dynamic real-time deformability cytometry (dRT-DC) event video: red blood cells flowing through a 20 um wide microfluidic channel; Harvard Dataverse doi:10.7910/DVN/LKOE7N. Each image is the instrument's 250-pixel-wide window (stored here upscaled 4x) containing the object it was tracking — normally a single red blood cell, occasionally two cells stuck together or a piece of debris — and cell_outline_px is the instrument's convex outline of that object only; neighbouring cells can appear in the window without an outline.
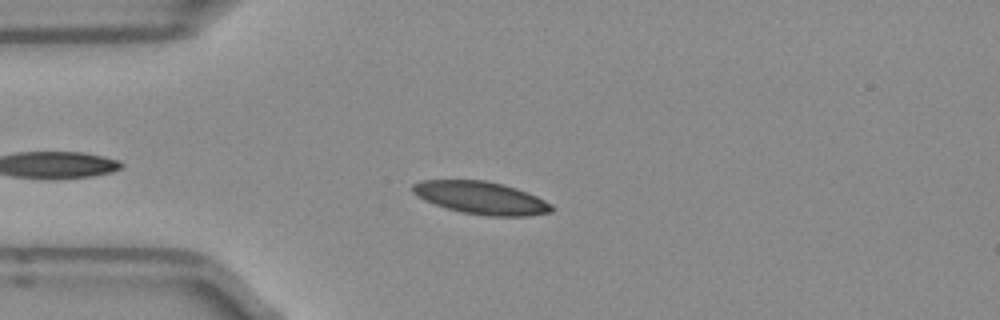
{"species": "Egyptian fruit bat (a non-hibernating species)", "species_latin": "Rousettus aegyptiacus", "temperature_condition": "room temperature", "stored_images_in_passage": 35, "camera_frame_rate_fps": 3000, "um_per_image_px": 0.085, "frame": {"image": 1, "passage_image": 8, "time_ms": 2.333, "image_size_px": [1000, 320], "cell_outline_px": [[556, 208], [552, 212], [528, 216], [488, 216], [460, 212], [424, 200], [416, 196], [412, 192], [412, 184], [420, 180], [484, 180], [504, 184], [528, 192], [552, 204]], "centroid_in_image_um": [40.91, 16.82], "position_along_channel_um": 44.1, "area_um2": 26.59}}
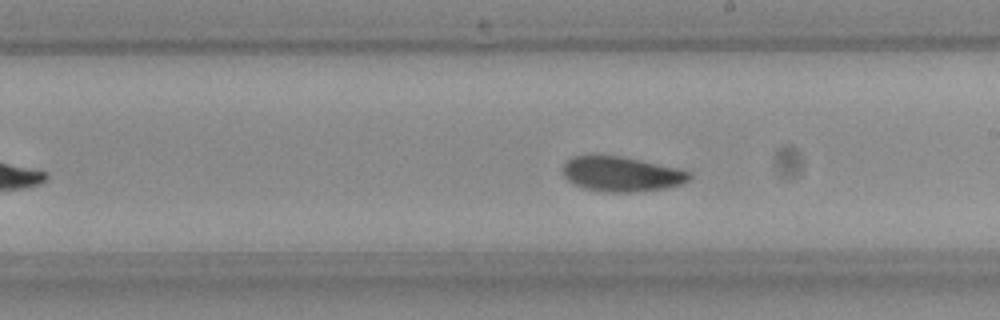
{"frame": {"image": 2, "passage_image": 24, "time_ms": 7.667, "image_size_px": [1000, 320], "cell_outline_px": [[692, 176], [688, 180], [680, 184], [664, 188], [636, 192], [608, 192], [584, 188], [572, 184], [564, 176], [564, 164], [572, 156], [620, 156], [676, 168], [692, 172]], "centroid_in_image_um": [52.82, 14.81], "position_along_channel_um": 236.2, "area_um2": 25.37}}
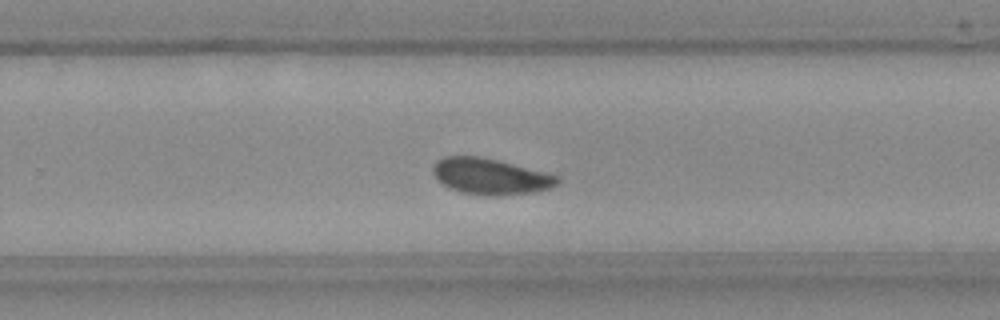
{"frame": {"image": 3, "passage_image": 28, "time_ms": 9.0, "image_size_px": [1000, 320], "cell_outline_px": [[560, 180], [552, 188], [532, 192], [492, 196], [484, 196], [460, 192], [448, 188], [436, 180], [432, 172], [432, 168], [436, 160], [444, 156], [480, 156], [544, 172], [556, 176]], "centroid_in_image_um": [41.6, 15.0], "position_along_channel_um": 288.2, "area_um2": 26.13}, "authors_computed_cell_mechanics": {"area_um2": 25.8366, "velocity_mm_per_s": 3.9165, "shape_relaxation_time_tau1_ms": 3.2784, "shape_relaxation_time_tau2_ms": 7.41, "deformation_change_tau1": 0.0946, "deformation_change_tau2": 0.1061}}